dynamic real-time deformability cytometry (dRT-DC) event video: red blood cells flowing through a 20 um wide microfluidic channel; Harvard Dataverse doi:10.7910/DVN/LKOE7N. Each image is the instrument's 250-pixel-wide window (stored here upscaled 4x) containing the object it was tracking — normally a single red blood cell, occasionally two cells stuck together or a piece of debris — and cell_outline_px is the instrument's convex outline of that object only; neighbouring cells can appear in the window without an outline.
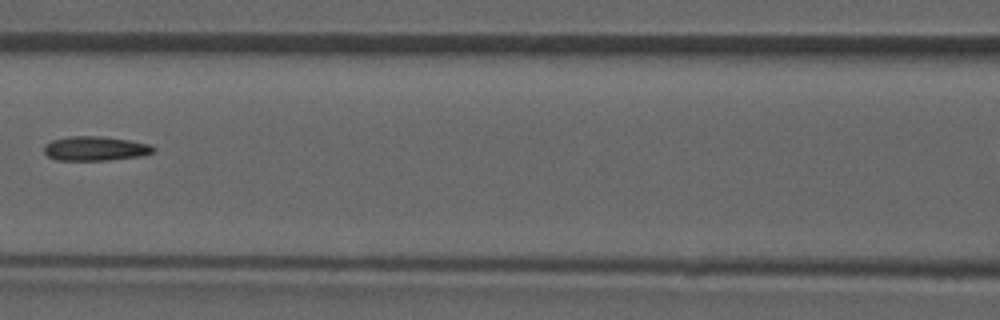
{"species": "common noctule bat (a hibernating species)", "species_latin": "Nyctalus noctula", "temperature_condition": "room temperature", "stored_images_in_passage": 8, "camera_frame_rate_fps": 3000, "um_per_image_px": 0.085, "animal": {"sex": "male", "forearm_length_mm": 52.5}, "frame": {"image": 1, "passage_image": 7, "time_ms": 6.667, "image_size_px": [1000, 320], "cell_outline_px": [[156, 148], [152, 152], [144, 156], [108, 160], [56, 160], [48, 156], [44, 152], [44, 144], [52, 140], [68, 136], [100, 136], [128, 140], [152, 144]], "centroid_in_image_um": [8.11, 12.62], "position_along_channel_um": 158.5, "area_um2": 15.66}}